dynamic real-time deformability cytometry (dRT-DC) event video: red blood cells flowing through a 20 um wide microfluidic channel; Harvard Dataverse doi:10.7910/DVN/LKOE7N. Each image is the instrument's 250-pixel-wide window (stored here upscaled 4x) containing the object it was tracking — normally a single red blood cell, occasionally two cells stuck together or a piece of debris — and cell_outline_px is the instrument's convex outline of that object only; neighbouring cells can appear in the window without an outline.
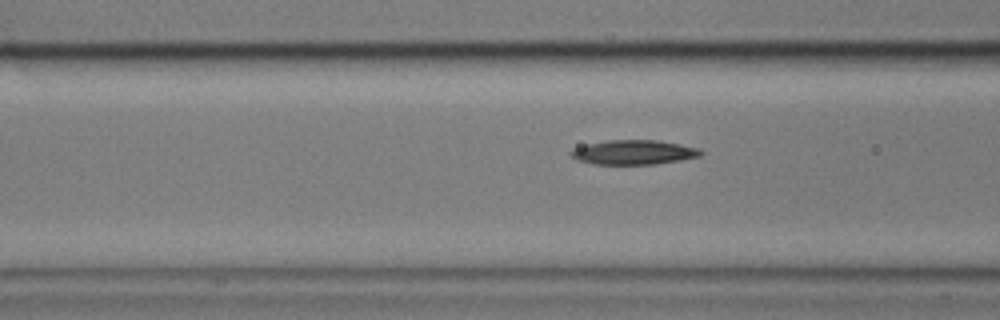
{"species": "common noctule bat (a hibernating species)", "species_latin": "Nyctalus noctula", "temperature_condition": "cold", "stored_images_in_passage": 41, "camera_frame_rate_fps": 3000, "um_per_image_px": 0.085, "animal": {"sex": "male", "body_mass_g": 17.9}, "frame": {"image": 1, "passage_image": 11, "time_ms": 3.333, "image_size_px": [1000, 320], "cell_outline_px": [[704, 152], [700, 156], [680, 160], [656, 164], [592, 164], [576, 160], [568, 152], [576, 148], [588, 144], [608, 140], [656, 140], [680, 144], [700, 148]], "centroid_in_image_um": [53.88, 12.95], "position_along_channel_um": 112.7, "area_um2": 18.5}}
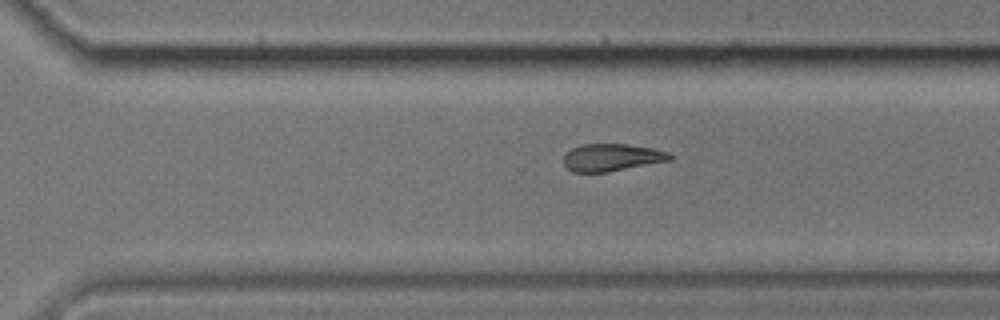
{"frame": {"image": 2, "passage_image": 29, "time_ms": 9.333, "image_size_px": [1000, 320], "cell_outline_px": [[672, 160], [608, 172], [572, 172], [564, 164], [564, 156], [572, 148], [584, 144], [628, 144], [652, 148], [668, 152], [672, 156]], "centroid_in_image_um": [52.02, 13.38], "position_along_channel_um": 318.6, "area_um2": 16.88}}
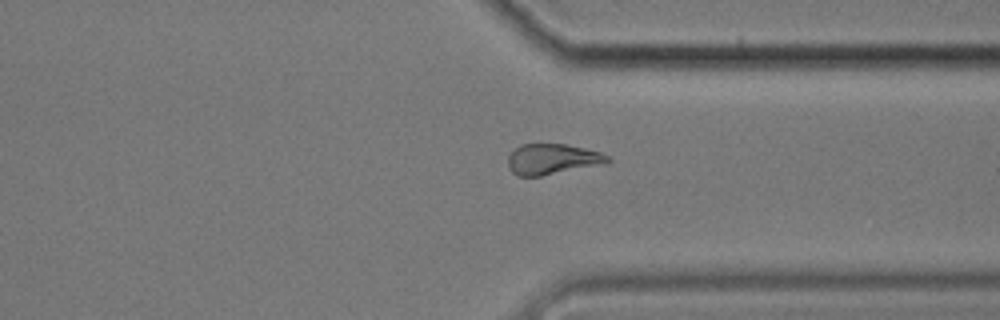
{"frame": {"image": 3, "passage_image": 33, "time_ms": 10.667, "image_size_px": [1000, 320], "cell_outline_px": [[612, 160], [608, 164], [540, 176], [516, 176], [508, 168], [508, 156], [520, 144], [564, 144], [584, 148], [600, 152], [608, 156]], "centroid_in_image_um": [46.97, 13.54], "position_along_channel_um": 364.4, "area_um2": 17.98}, "authors_computed_cell_mechanics": {"area_um2": 18.3226, "velocity_mm_per_s": 3.4339, "shape_relaxation_time_tau1_ms": 7.6555, "shape_relaxation_time_tau2_ms": null, "deformation_change_tau1": 0.1593, "deformation_change_tau2": null}}